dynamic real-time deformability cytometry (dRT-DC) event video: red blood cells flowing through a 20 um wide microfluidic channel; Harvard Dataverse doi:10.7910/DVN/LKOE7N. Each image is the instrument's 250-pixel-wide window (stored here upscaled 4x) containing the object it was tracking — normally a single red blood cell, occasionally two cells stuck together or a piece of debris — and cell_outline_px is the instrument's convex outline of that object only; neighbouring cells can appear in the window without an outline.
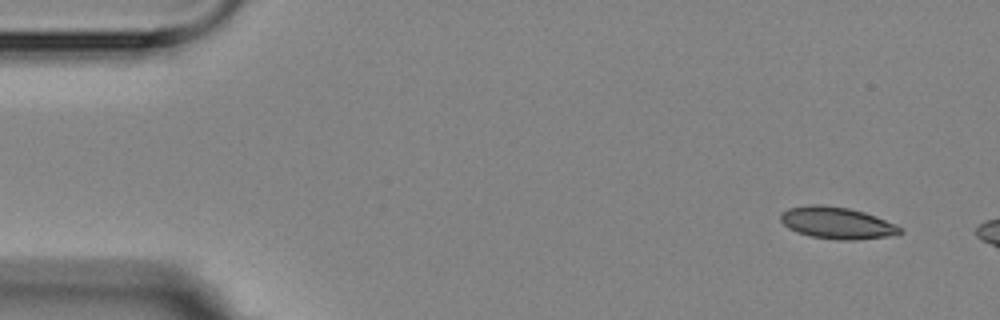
{"species": "Egyptian fruit bat (a non-hibernating species)", "species_latin": "Rousettus aegyptiacus", "temperature_condition": "room temperature", "stored_images_in_passage": 3, "camera_frame_rate_fps": 3000, "um_per_image_px": 0.085, "animal": {"sex": "female"}, "frame": {"image": 1, "passage_image": 1, "time_ms": 0.0, "image_size_px": [1000, 320], "cell_outline_px": [[904, 232], [900, 236], [856, 240], [836, 240], [808, 236], [796, 232], [788, 228], [780, 220], [780, 212], [788, 208], [808, 204], [824, 204], [848, 208], [864, 212], [876, 216], [896, 224]], "centroid_in_image_um": [71.16, 18.96], "position_along_channel_um": 13.8, "area_um2": 22.77}}